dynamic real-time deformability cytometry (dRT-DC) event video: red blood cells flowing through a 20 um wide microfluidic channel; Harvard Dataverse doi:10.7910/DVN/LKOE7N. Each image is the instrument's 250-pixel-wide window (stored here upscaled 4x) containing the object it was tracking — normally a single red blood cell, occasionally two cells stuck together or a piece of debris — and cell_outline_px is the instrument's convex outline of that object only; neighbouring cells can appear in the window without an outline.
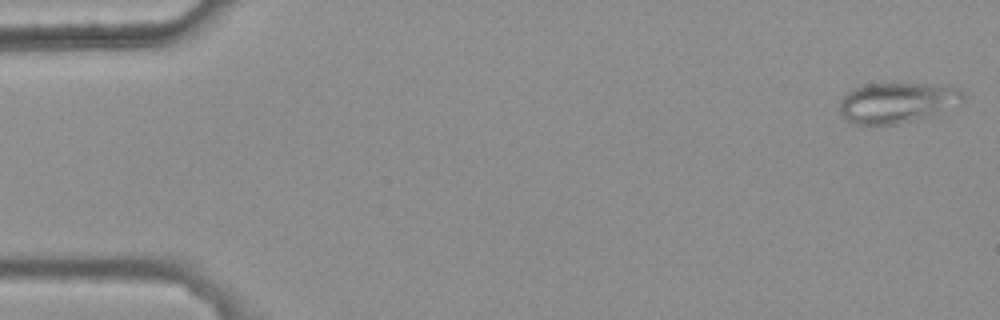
{"species": "common noctule bat (a hibernating species)", "species_latin": "Nyctalus noctula", "temperature_condition": "warm", "stored_images_in_passage": 5, "camera_frame_rate_fps": 3000, "um_per_image_px": 0.085, "animal": {"sex": "female", "body_mass_g": 25.1}, "frame": {"image": 1, "passage_image": 1, "time_ms": 0.0, "image_size_px": [1000, 320], "cell_outline_px": [[964, 104], [928, 116], [896, 124], [856, 124], [840, 116], [840, 100], [852, 88], [864, 84], [948, 84], [960, 88], [964, 92]], "centroid_in_image_um": [76.32, 8.7], "position_along_channel_um": 8.7, "area_um2": 29.42}}